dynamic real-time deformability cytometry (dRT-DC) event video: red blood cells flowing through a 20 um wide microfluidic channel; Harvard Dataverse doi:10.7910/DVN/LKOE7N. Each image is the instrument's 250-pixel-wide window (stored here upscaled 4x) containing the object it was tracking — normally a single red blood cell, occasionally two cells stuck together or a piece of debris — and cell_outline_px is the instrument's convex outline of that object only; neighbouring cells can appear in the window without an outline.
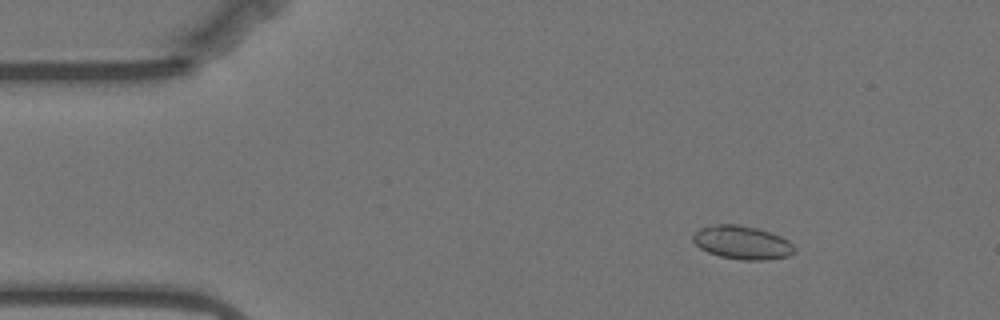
{"species": "Egyptian fruit bat (a non-hibernating species)", "species_latin": "Rousettus aegyptiacus", "temperature_condition": "warm", "stored_images_in_passage": 58, "camera_frame_rate_fps": 3000, "um_per_image_px": 0.085, "animal": {"sex": "female"}, "frame": {"image": 1, "passage_image": 8, "time_ms": 2.333, "image_size_px": [1000, 320], "cell_outline_px": [[796, 252], [788, 256], [768, 260], [744, 260], [720, 256], [708, 252], [700, 248], [692, 240], [692, 236], [700, 228], [716, 224], [740, 224], [756, 228], [780, 236], [788, 240], [796, 248]], "centroid_in_image_um": [63.1, 20.62], "position_along_channel_um": 21.9, "area_um2": 19.77}}
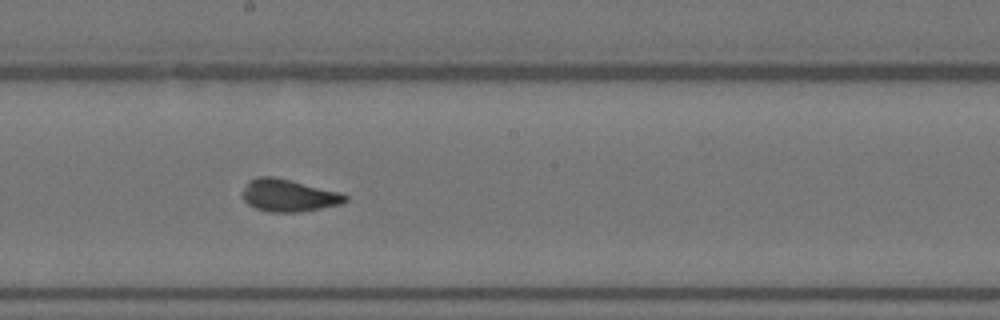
{"frame": {"image": 2, "passage_image": 31, "time_ms": 10.0, "image_size_px": [1000, 320], "cell_outline_px": [[348, 200], [340, 204], [320, 208], [296, 212], [268, 212], [256, 208], [248, 204], [244, 200], [244, 188], [252, 180], [260, 176], [272, 176], [340, 192], [348, 196]], "centroid_in_image_um": [24.56, 16.62], "position_along_channel_um": 223.6, "area_um2": 18.9}}
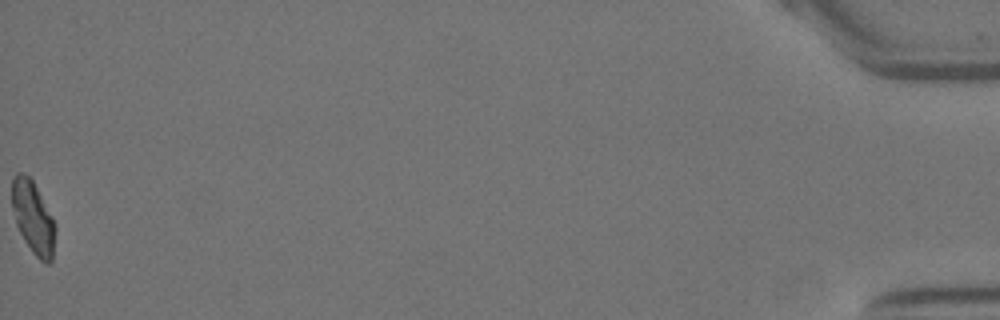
{"frame": {"image": 3, "passage_image": 58, "time_ms": 19.0, "image_size_px": [1000, 320], "cell_outline_px": [[56, 228], [52, 260], [48, 264], [44, 264], [32, 252], [24, 240], [16, 224], [12, 208], [12, 176], [16, 172], [24, 172], [32, 180], [52, 216], [56, 224]], "centroid_in_image_um": [2.81, 18.49], "position_along_channel_um": 432.4, "area_um2": 18.38}, "authors_computed_cell_mechanics": {"area_um2": 19.0162, "velocity_mm_per_s": 3.5096, "shape_relaxation_time_tau1_ms": 4.1867, "shape_relaxation_time_tau2_ms": 1.644, "deformation_change_tau1": 0.1295, "deformation_change_tau2": 0.0808}}